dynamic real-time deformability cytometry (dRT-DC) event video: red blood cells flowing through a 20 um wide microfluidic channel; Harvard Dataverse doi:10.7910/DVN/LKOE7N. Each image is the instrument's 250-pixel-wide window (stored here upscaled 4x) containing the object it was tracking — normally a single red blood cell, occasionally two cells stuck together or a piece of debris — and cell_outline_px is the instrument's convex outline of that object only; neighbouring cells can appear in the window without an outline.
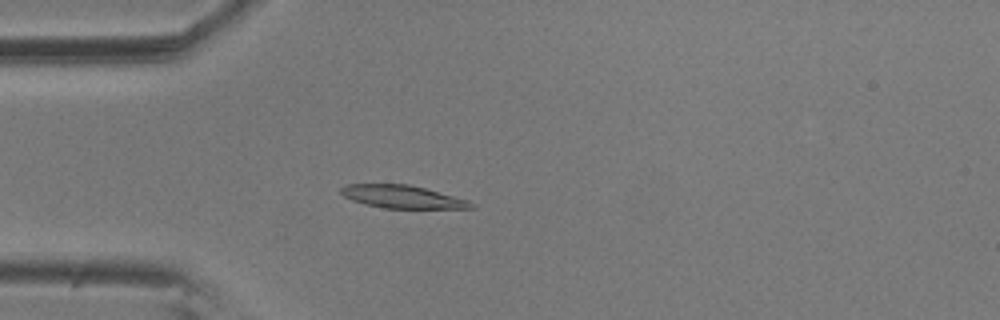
{"species": "common noctule bat (a hibernating species)", "species_latin": "Nyctalus noctula", "temperature_condition": "room temperature", "stored_images_in_passage": 4, "camera_frame_rate_fps": 3000, "um_per_image_px": 0.085, "animal": {"sex": "male", "body_mass_g": 20.5, "forearm_length_mm": 52.5}, "frame": {"image": 1, "passage_image": 4, "time_ms": 1.0, "image_size_px": [1000, 320], "cell_outline_px": [[476, 208], [384, 208], [364, 204], [352, 200], [344, 196], [340, 192], [340, 188], [348, 184], [408, 184], [424, 188], [468, 200], [476, 204]], "centroid_in_image_um": [34.2, 16.73], "position_along_channel_um": 50.8, "area_um2": 17.22}}